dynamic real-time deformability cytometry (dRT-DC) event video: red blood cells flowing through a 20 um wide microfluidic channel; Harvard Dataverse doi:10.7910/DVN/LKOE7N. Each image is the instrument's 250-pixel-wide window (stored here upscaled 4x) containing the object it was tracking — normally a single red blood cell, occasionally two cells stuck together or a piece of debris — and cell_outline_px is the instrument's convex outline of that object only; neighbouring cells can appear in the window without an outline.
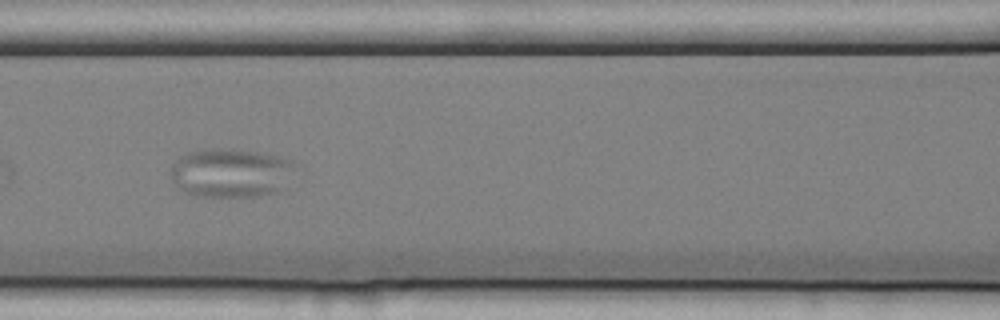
{"species": "common noctule bat (a hibernating species)", "species_latin": "Nyctalus noctula", "temperature_condition": "cold", "stored_images_in_passage": 37, "camera_frame_rate_fps": 3000, "um_per_image_px": 0.085, "animal": {"sex": "female", "body_mass_g": 25.1}, "frame": {"image": 1, "passage_image": 10, "time_ms": 3.0, "image_size_px": [1000, 320], "cell_outline_px": [[292, 164], [280, 188], [276, 192], [260, 196], [196, 196], [184, 192], [176, 188], [172, 180], [172, 164], [180, 156], [196, 148], [228, 148], [256, 152], [276, 156], [292, 160]], "centroid_in_image_um": [19.47, 14.68], "position_along_channel_um": 147.1, "area_um2": 35.03}}
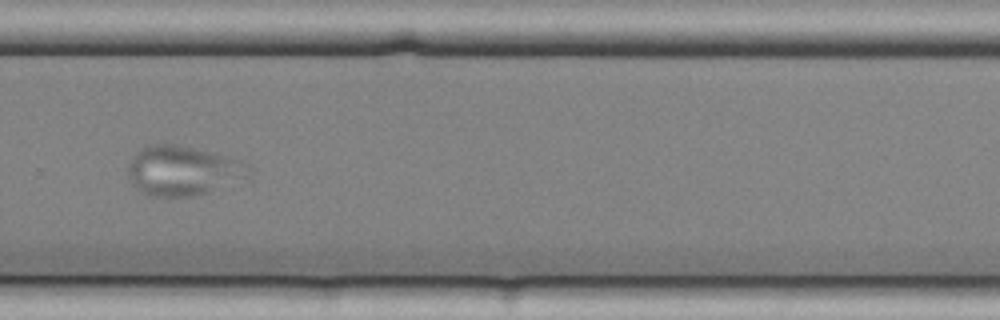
{"frame": {"image": 2, "passage_image": 24, "time_ms": 7.667, "image_size_px": [1000, 320], "cell_outline_px": [[244, 160], [240, 164], [204, 192], [192, 196], [148, 196], [140, 192], [132, 184], [128, 176], [128, 164], [132, 156], [140, 148], [148, 144], [172, 144], [192, 148]], "centroid_in_image_um": [15.06, 14.45], "position_along_channel_um": 314.7, "area_um2": 31.62}}
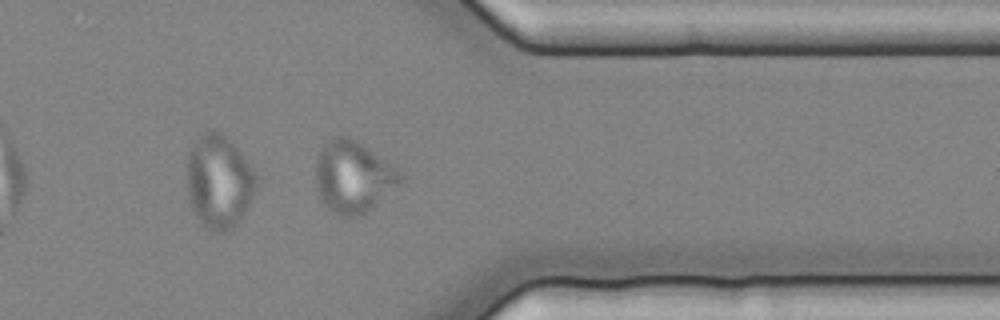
{"frame": {"image": 3, "passage_image": 30, "time_ms": 9.667, "image_size_px": [1000, 320], "cell_outline_px": [[404, 176], [372, 208], [360, 216], [344, 220], [332, 212], [324, 204], [316, 188], [316, 160], [324, 144], [332, 136], [348, 136], [364, 144], [396, 164]], "centroid_in_image_um": [30.02, 15.02], "position_along_channel_um": 381.4, "area_um2": 35.84}}